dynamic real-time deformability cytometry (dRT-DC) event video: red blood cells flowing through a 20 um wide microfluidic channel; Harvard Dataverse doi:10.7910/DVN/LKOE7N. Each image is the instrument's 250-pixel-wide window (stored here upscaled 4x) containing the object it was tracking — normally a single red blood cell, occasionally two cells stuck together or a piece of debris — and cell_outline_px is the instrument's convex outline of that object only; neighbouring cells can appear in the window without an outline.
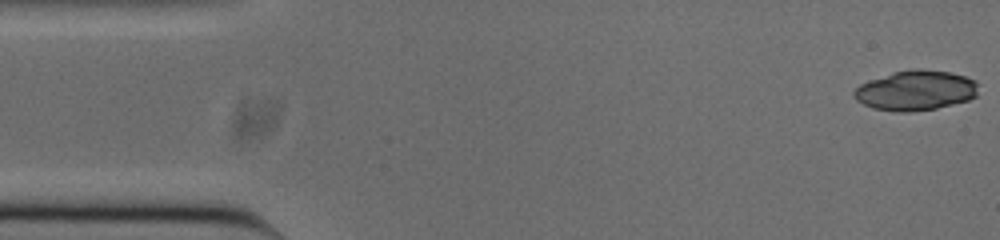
{"species": "common noctule bat (a hibernating species)", "species_latin": "Nyctalus noctula", "temperature_condition": "cold", "stored_images_in_passage": 49, "segment_of_instrument_passage": [1, 3], "camera_frame_rate_fps": 3000, "um_per_image_px": 0.085, "animal": {"sex": "male", "body_mass_g": 20.0, "forearm_length_mm": 53.3}, "frame": {"image": 1, "passage_image": 1, "time_ms": 0.0, "image_size_px": [1000, 240], "cell_outline_px": [[972, 96], [964, 100], [932, 108], [880, 108], [868, 104], [860, 88], [864, 84], [900, 72], [944, 72], [960, 76], [972, 80]], "centroid_in_image_um": [77.96, 7.67], "position_along_channel_um": 7.0, "area_um2": 24.04}}
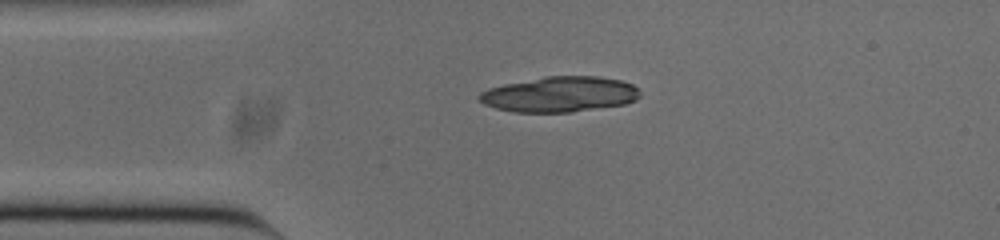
{"frame": {"image": 2, "passage_image": 11, "time_ms": 3.333, "image_size_px": [1000, 240], "cell_outline_px": [[636, 88], [632, 100], [616, 104], [556, 112], [532, 112], [504, 108], [492, 104], [484, 100], [484, 96], [488, 92], [496, 88], [516, 84], [564, 76], [576, 76], [612, 80], [628, 84]], "centroid_in_image_um": [47.67, 8.03], "position_along_channel_um": 37.3, "area_um2": 28.67}}